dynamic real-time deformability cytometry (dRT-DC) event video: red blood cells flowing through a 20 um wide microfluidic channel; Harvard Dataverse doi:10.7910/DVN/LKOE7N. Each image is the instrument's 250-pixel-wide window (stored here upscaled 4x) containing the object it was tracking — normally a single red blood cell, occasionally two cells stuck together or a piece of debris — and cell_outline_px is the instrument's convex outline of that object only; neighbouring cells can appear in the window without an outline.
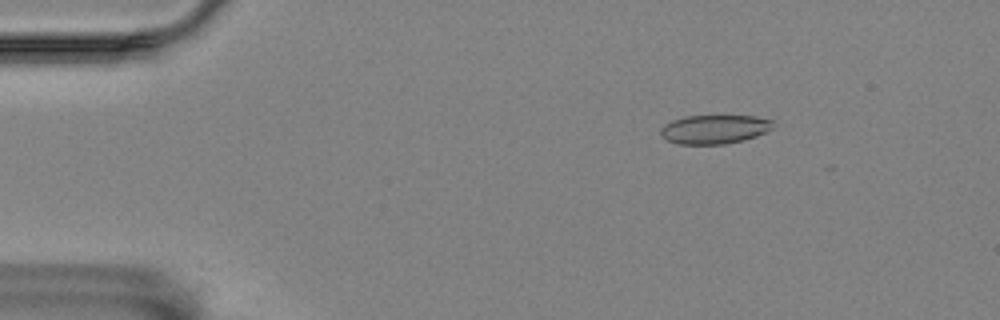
{"species": "Egyptian fruit bat (a non-hibernating species)", "species_latin": "Rousettus aegyptiacus", "temperature_condition": "room temperature", "stored_images_in_passage": 6, "camera_frame_rate_fps": 3000, "um_per_image_px": 0.085, "animal": {"sex": "female"}, "frame": {"image": 1, "passage_image": 3, "time_ms": 2.0, "image_size_px": [1000, 320], "cell_outline_px": [[776, 120], [772, 128], [756, 136], [744, 140], [724, 144], [680, 144], [668, 140], [660, 136], [660, 128], [664, 124], [672, 120], [684, 116], [756, 116]], "centroid_in_image_um": [60.73, 10.98], "position_along_channel_um": 24.3, "area_um2": 19.07}}
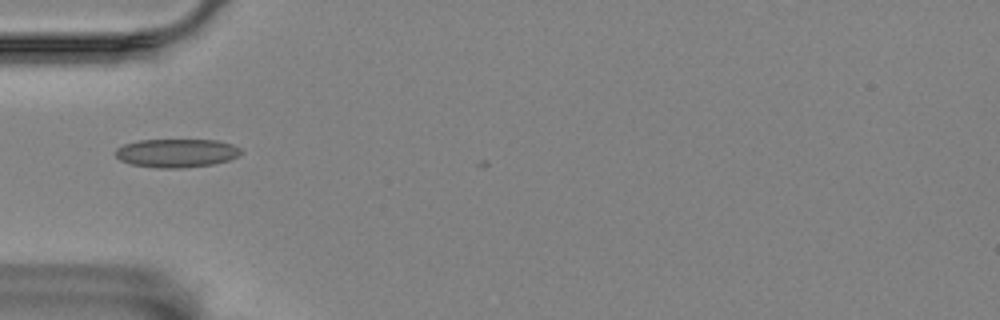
{"frame": {"image": 2, "passage_image": 5, "time_ms": 5.333, "image_size_px": [1000, 320], "cell_outline_px": [[244, 152], [228, 160], [212, 164], [180, 168], [156, 168], [132, 164], [120, 160], [116, 156], [116, 148], [124, 144], [140, 140], [220, 140], [232, 144], [240, 148]], "centroid_in_image_um": [15.01, 13.0], "position_along_channel_um": 70.0, "area_um2": 20.81}}
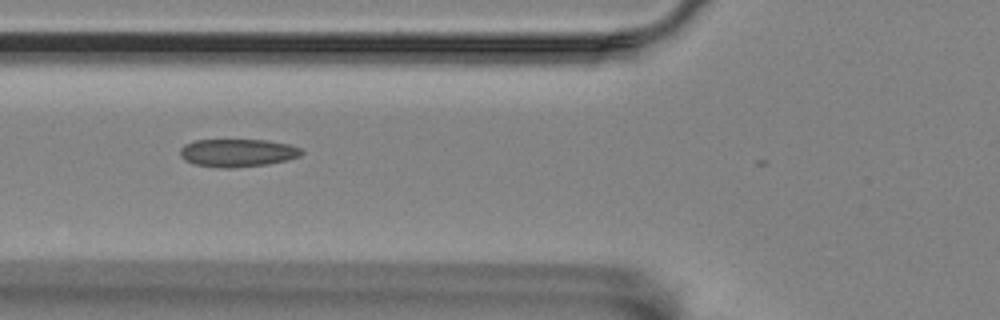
{"frame": {"image": 3, "passage_image": 6, "time_ms": 6.333, "image_size_px": [1000, 320], "cell_outline_px": [[304, 152], [300, 156], [268, 164], [232, 168], [224, 168], [196, 164], [184, 160], [180, 156], [180, 148], [184, 144], [196, 140], [268, 140], [288, 144], [300, 148]], "centroid_in_image_um": [20.18, 12.98], "position_along_channel_um": 105.6, "area_um2": 19.65}}